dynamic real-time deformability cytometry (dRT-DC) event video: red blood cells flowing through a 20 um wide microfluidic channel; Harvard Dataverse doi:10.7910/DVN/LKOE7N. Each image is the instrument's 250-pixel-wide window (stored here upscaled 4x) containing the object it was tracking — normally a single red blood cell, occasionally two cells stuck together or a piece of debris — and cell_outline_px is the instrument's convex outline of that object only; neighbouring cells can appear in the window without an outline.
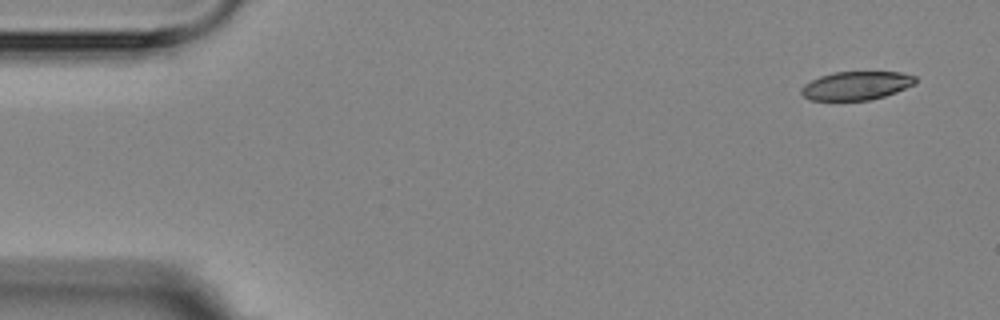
{"species": "Egyptian fruit bat (a non-hibernating species)", "species_latin": "Rousettus aegyptiacus", "temperature_condition": "room temperature", "stored_images_in_passage": 6, "camera_frame_rate_fps": 3000, "um_per_image_px": 0.085, "animal": {"sex": "female"}, "frame": {"image": 1, "passage_image": 1, "time_ms": 0.0, "image_size_px": [1000, 320], "cell_outline_px": [[916, 84], [896, 92], [884, 96], [868, 100], [812, 100], [804, 96], [800, 92], [800, 88], [804, 84], [820, 76], [832, 72], [900, 72], [916, 76]], "centroid_in_image_um": [72.79, 7.27], "position_along_channel_um": 12.2, "area_um2": 18.96}}
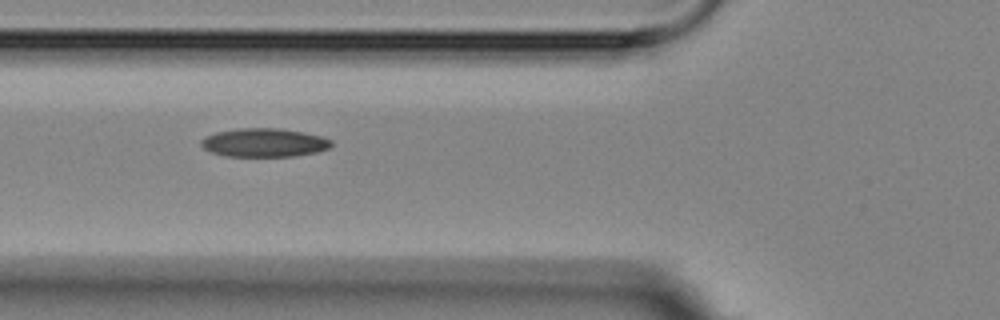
{"frame": {"image": 2, "passage_image": 5, "time_ms": 5.667, "image_size_px": [1000, 320], "cell_outline_px": [[332, 144], [328, 148], [316, 152], [292, 156], [224, 156], [208, 152], [200, 144], [200, 140], [204, 136], [216, 132], [240, 128], [280, 128], [304, 132], [324, 136], [332, 140]], "centroid_in_image_um": [22.42, 12.12], "position_along_channel_um": 103.4, "area_um2": 21.91}}
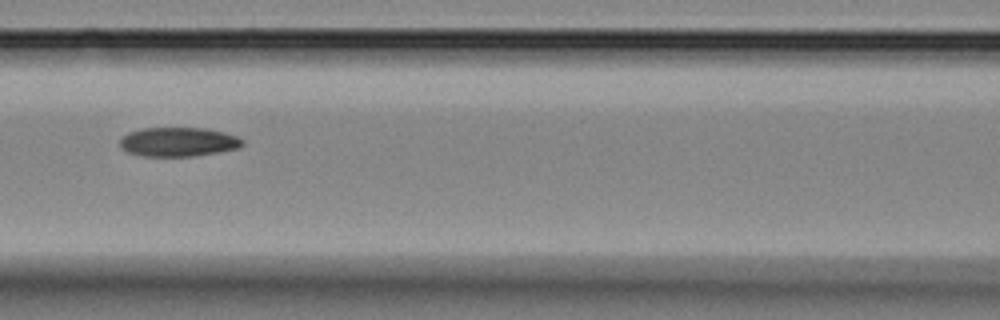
{"frame": {"image": 3, "passage_image": 6, "time_ms": 7.0, "image_size_px": [1000, 320], "cell_outline_px": [[244, 144], [240, 148], [192, 156], [140, 156], [128, 152], [120, 148], [120, 136], [128, 132], [140, 128], [204, 128], [224, 132], [240, 136], [244, 140]], "centroid_in_image_um": [15.15, 12.05], "position_along_channel_um": 151.5, "area_um2": 21.1}}